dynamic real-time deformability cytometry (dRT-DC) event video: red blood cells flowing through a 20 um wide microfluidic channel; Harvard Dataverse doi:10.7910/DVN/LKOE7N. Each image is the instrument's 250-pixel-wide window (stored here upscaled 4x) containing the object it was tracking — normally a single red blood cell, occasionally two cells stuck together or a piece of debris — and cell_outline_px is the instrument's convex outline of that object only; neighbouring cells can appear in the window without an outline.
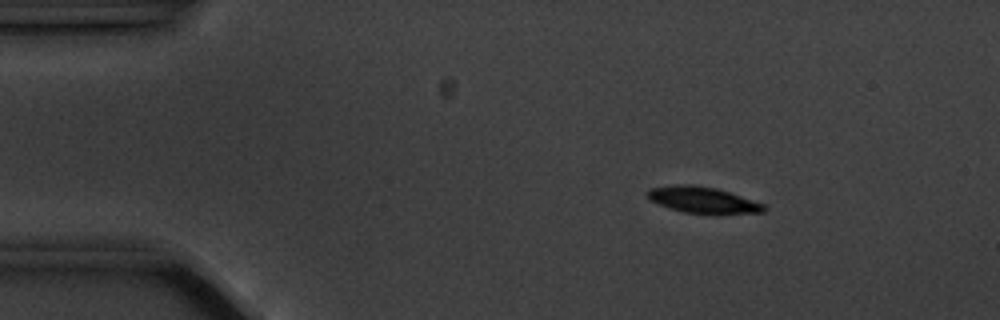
{"species": "common noctule bat (a hibernating species)", "species_latin": "Nyctalus noctula", "temperature_condition": "cold", "stored_images_in_passage": 5, "camera_frame_rate_fps": 3000, "um_per_image_px": 0.085, "animal": {"sex": "male", "body_mass_g": 20.1, "forearm_length_mm": 53.5}, "frame": {"image": 1, "passage_image": 3, "time_ms": 2.333, "image_size_px": [1000, 320], "cell_outline_px": [[768, 208], [764, 212], [684, 212], [660, 204], [652, 200], [644, 192], [648, 188], [676, 184], [692, 184], [716, 188], [764, 204]], "centroid_in_image_um": [59.68, 16.95], "position_along_channel_um": 25.3, "area_um2": 17.11}}